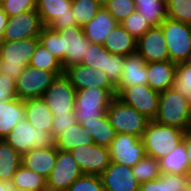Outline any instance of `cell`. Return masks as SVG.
<instances>
[{
	"label": "cell",
	"instance_id": "4fadbf2b",
	"mask_svg": "<svg viewBox=\"0 0 191 191\" xmlns=\"http://www.w3.org/2000/svg\"><path fill=\"white\" fill-rule=\"evenodd\" d=\"M82 175L70 151L57 150L54 168L47 177V190L66 191Z\"/></svg>",
	"mask_w": 191,
	"mask_h": 191
},
{
	"label": "cell",
	"instance_id": "ba28073f",
	"mask_svg": "<svg viewBox=\"0 0 191 191\" xmlns=\"http://www.w3.org/2000/svg\"><path fill=\"white\" fill-rule=\"evenodd\" d=\"M62 74L64 71H45L26 66L15 80L17 97L21 100L42 97L56 77Z\"/></svg>",
	"mask_w": 191,
	"mask_h": 191
},
{
	"label": "cell",
	"instance_id": "5b68a950",
	"mask_svg": "<svg viewBox=\"0 0 191 191\" xmlns=\"http://www.w3.org/2000/svg\"><path fill=\"white\" fill-rule=\"evenodd\" d=\"M115 96L106 88L90 87L76 90L74 116L77 122L103 116Z\"/></svg>",
	"mask_w": 191,
	"mask_h": 191
},
{
	"label": "cell",
	"instance_id": "ab89813d",
	"mask_svg": "<svg viewBox=\"0 0 191 191\" xmlns=\"http://www.w3.org/2000/svg\"><path fill=\"white\" fill-rule=\"evenodd\" d=\"M173 88L188 98L191 93V65L182 62L177 64L174 75Z\"/></svg>",
	"mask_w": 191,
	"mask_h": 191
},
{
	"label": "cell",
	"instance_id": "7bdbcfd3",
	"mask_svg": "<svg viewBox=\"0 0 191 191\" xmlns=\"http://www.w3.org/2000/svg\"><path fill=\"white\" fill-rule=\"evenodd\" d=\"M66 191H104L101 176L83 174Z\"/></svg>",
	"mask_w": 191,
	"mask_h": 191
},
{
	"label": "cell",
	"instance_id": "816d5d0a",
	"mask_svg": "<svg viewBox=\"0 0 191 191\" xmlns=\"http://www.w3.org/2000/svg\"><path fill=\"white\" fill-rule=\"evenodd\" d=\"M97 4H99L101 7H105L108 3V0H94Z\"/></svg>",
	"mask_w": 191,
	"mask_h": 191
},
{
	"label": "cell",
	"instance_id": "bcb514c9",
	"mask_svg": "<svg viewBox=\"0 0 191 191\" xmlns=\"http://www.w3.org/2000/svg\"><path fill=\"white\" fill-rule=\"evenodd\" d=\"M77 123L74 113L54 115L51 133L56 138L61 132Z\"/></svg>",
	"mask_w": 191,
	"mask_h": 191
},
{
	"label": "cell",
	"instance_id": "f907efd6",
	"mask_svg": "<svg viewBox=\"0 0 191 191\" xmlns=\"http://www.w3.org/2000/svg\"><path fill=\"white\" fill-rule=\"evenodd\" d=\"M11 184L9 182L0 181V191H10Z\"/></svg>",
	"mask_w": 191,
	"mask_h": 191
},
{
	"label": "cell",
	"instance_id": "44dd1931",
	"mask_svg": "<svg viewBox=\"0 0 191 191\" xmlns=\"http://www.w3.org/2000/svg\"><path fill=\"white\" fill-rule=\"evenodd\" d=\"M119 23L108 12L105 7H101L95 17L83 26L85 37L90 43L104 44L106 36L118 25Z\"/></svg>",
	"mask_w": 191,
	"mask_h": 191
},
{
	"label": "cell",
	"instance_id": "60d3db41",
	"mask_svg": "<svg viewBox=\"0 0 191 191\" xmlns=\"http://www.w3.org/2000/svg\"><path fill=\"white\" fill-rule=\"evenodd\" d=\"M105 8L119 24L136 10L134 0H108Z\"/></svg>",
	"mask_w": 191,
	"mask_h": 191
},
{
	"label": "cell",
	"instance_id": "603a6c76",
	"mask_svg": "<svg viewBox=\"0 0 191 191\" xmlns=\"http://www.w3.org/2000/svg\"><path fill=\"white\" fill-rule=\"evenodd\" d=\"M120 82L116 87L147 85V66L144 58L138 53L125 56Z\"/></svg>",
	"mask_w": 191,
	"mask_h": 191
},
{
	"label": "cell",
	"instance_id": "d6a6232c",
	"mask_svg": "<svg viewBox=\"0 0 191 191\" xmlns=\"http://www.w3.org/2000/svg\"><path fill=\"white\" fill-rule=\"evenodd\" d=\"M11 186L29 191H46L47 179L21 165L10 182Z\"/></svg>",
	"mask_w": 191,
	"mask_h": 191
},
{
	"label": "cell",
	"instance_id": "ac0fdd59",
	"mask_svg": "<svg viewBox=\"0 0 191 191\" xmlns=\"http://www.w3.org/2000/svg\"><path fill=\"white\" fill-rule=\"evenodd\" d=\"M137 52L146 63L170 60L161 26L151 27L137 40Z\"/></svg>",
	"mask_w": 191,
	"mask_h": 191
},
{
	"label": "cell",
	"instance_id": "f6af8a7d",
	"mask_svg": "<svg viewBox=\"0 0 191 191\" xmlns=\"http://www.w3.org/2000/svg\"><path fill=\"white\" fill-rule=\"evenodd\" d=\"M125 64V56L111 54L107 57L106 70L103 72L107 75L110 82L116 87L121 78V71Z\"/></svg>",
	"mask_w": 191,
	"mask_h": 191
},
{
	"label": "cell",
	"instance_id": "6da1fadb",
	"mask_svg": "<svg viewBox=\"0 0 191 191\" xmlns=\"http://www.w3.org/2000/svg\"><path fill=\"white\" fill-rule=\"evenodd\" d=\"M154 121L186 132L191 130V110L188 98L173 87L160 93L158 112Z\"/></svg>",
	"mask_w": 191,
	"mask_h": 191
},
{
	"label": "cell",
	"instance_id": "d4e9b609",
	"mask_svg": "<svg viewBox=\"0 0 191 191\" xmlns=\"http://www.w3.org/2000/svg\"><path fill=\"white\" fill-rule=\"evenodd\" d=\"M103 47L111 54L126 56L137 52V39L118 24L107 36Z\"/></svg>",
	"mask_w": 191,
	"mask_h": 191
},
{
	"label": "cell",
	"instance_id": "9a60e30c",
	"mask_svg": "<svg viewBox=\"0 0 191 191\" xmlns=\"http://www.w3.org/2000/svg\"><path fill=\"white\" fill-rule=\"evenodd\" d=\"M110 160L129 167L137 164L145 155L141 138L131 134L118 133L109 146Z\"/></svg>",
	"mask_w": 191,
	"mask_h": 191
},
{
	"label": "cell",
	"instance_id": "7a4b0ae2",
	"mask_svg": "<svg viewBox=\"0 0 191 191\" xmlns=\"http://www.w3.org/2000/svg\"><path fill=\"white\" fill-rule=\"evenodd\" d=\"M38 43V37L18 41H0L1 73L16 80L30 64Z\"/></svg>",
	"mask_w": 191,
	"mask_h": 191
},
{
	"label": "cell",
	"instance_id": "3957f363",
	"mask_svg": "<svg viewBox=\"0 0 191 191\" xmlns=\"http://www.w3.org/2000/svg\"><path fill=\"white\" fill-rule=\"evenodd\" d=\"M186 131L150 120L141 141L147 156L160 159L171 153L182 142Z\"/></svg>",
	"mask_w": 191,
	"mask_h": 191
},
{
	"label": "cell",
	"instance_id": "11a10c76",
	"mask_svg": "<svg viewBox=\"0 0 191 191\" xmlns=\"http://www.w3.org/2000/svg\"><path fill=\"white\" fill-rule=\"evenodd\" d=\"M188 100H189V106H190V110H191V93H190V95L188 97Z\"/></svg>",
	"mask_w": 191,
	"mask_h": 191
},
{
	"label": "cell",
	"instance_id": "ffe728a7",
	"mask_svg": "<svg viewBox=\"0 0 191 191\" xmlns=\"http://www.w3.org/2000/svg\"><path fill=\"white\" fill-rule=\"evenodd\" d=\"M57 148H33L22 154L21 165L47 179L54 168Z\"/></svg>",
	"mask_w": 191,
	"mask_h": 191
},
{
	"label": "cell",
	"instance_id": "f5cc1de1",
	"mask_svg": "<svg viewBox=\"0 0 191 191\" xmlns=\"http://www.w3.org/2000/svg\"><path fill=\"white\" fill-rule=\"evenodd\" d=\"M10 191H29V190H25V189L11 186Z\"/></svg>",
	"mask_w": 191,
	"mask_h": 191
},
{
	"label": "cell",
	"instance_id": "d590c367",
	"mask_svg": "<svg viewBox=\"0 0 191 191\" xmlns=\"http://www.w3.org/2000/svg\"><path fill=\"white\" fill-rule=\"evenodd\" d=\"M71 8L77 26L83 27L95 17L101 6L94 0H73Z\"/></svg>",
	"mask_w": 191,
	"mask_h": 191
},
{
	"label": "cell",
	"instance_id": "c3c4849f",
	"mask_svg": "<svg viewBox=\"0 0 191 191\" xmlns=\"http://www.w3.org/2000/svg\"><path fill=\"white\" fill-rule=\"evenodd\" d=\"M185 143V147H186V152L188 153L187 157H188V168H189V175H191V130L187 131L184 134L183 140Z\"/></svg>",
	"mask_w": 191,
	"mask_h": 191
},
{
	"label": "cell",
	"instance_id": "836d02e7",
	"mask_svg": "<svg viewBox=\"0 0 191 191\" xmlns=\"http://www.w3.org/2000/svg\"><path fill=\"white\" fill-rule=\"evenodd\" d=\"M132 172L140 184L158 179L162 174L158 159L147 155L132 166Z\"/></svg>",
	"mask_w": 191,
	"mask_h": 191
},
{
	"label": "cell",
	"instance_id": "4dcf8cb0",
	"mask_svg": "<svg viewBox=\"0 0 191 191\" xmlns=\"http://www.w3.org/2000/svg\"><path fill=\"white\" fill-rule=\"evenodd\" d=\"M22 155L14 150L4 139L0 140V181L11 182L21 166Z\"/></svg>",
	"mask_w": 191,
	"mask_h": 191
},
{
	"label": "cell",
	"instance_id": "b9f144b4",
	"mask_svg": "<svg viewBox=\"0 0 191 191\" xmlns=\"http://www.w3.org/2000/svg\"><path fill=\"white\" fill-rule=\"evenodd\" d=\"M38 39L39 43L61 62L60 34L48 26H44Z\"/></svg>",
	"mask_w": 191,
	"mask_h": 191
},
{
	"label": "cell",
	"instance_id": "52a82bcc",
	"mask_svg": "<svg viewBox=\"0 0 191 191\" xmlns=\"http://www.w3.org/2000/svg\"><path fill=\"white\" fill-rule=\"evenodd\" d=\"M166 40L170 61L185 62L191 53V24L166 18L160 24Z\"/></svg>",
	"mask_w": 191,
	"mask_h": 191
},
{
	"label": "cell",
	"instance_id": "d6986e66",
	"mask_svg": "<svg viewBox=\"0 0 191 191\" xmlns=\"http://www.w3.org/2000/svg\"><path fill=\"white\" fill-rule=\"evenodd\" d=\"M104 191H139L140 183L132 167L111 161L101 175Z\"/></svg>",
	"mask_w": 191,
	"mask_h": 191
},
{
	"label": "cell",
	"instance_id": "681fc988",
	"mask_svg": "<svg viewBox=\"0 0 191 191\" xmlns=\"http://www.w3.org/2000/svg\"><path fill=\"white\" fill-rule=\"evenodd\" d=\"M8 20H9L8 15L0 7V41L4 33V29L7 26Z\"/></svg>",
	"mask_w": 191,
	"mask_h": 191
},
{
	"label": "cell",
	"instance_id": "83f0119b",
	"mask_svg": "<svg viewBox=\"0 0 191 191\" xmlns=\"http://www.w3.org/2000/svg\"><path fill=\"white\" fill-rule=\"evenodd\" d=\"M188 153L186 152L185 143L180 142L176 148L166 156L158 160L162 174L188 175Z\"/></svg>",
	"mask_w": 191,
	"mask_h": 191
},
{
	"label": "cell",
	"instance_id": "9c48e42d",
	"mask_svg": "<svg viewBox=\"0 0 191 191\" xmlns=\"http://www.w3.org/2000/svg\"><path fill=\"white\" fill-rule=\"evenodd\" d=\"M117 98L136 109L148 119L154 120L158 112L160 93L147 85L116 87Z\"/></svg>",
	"mask_w": 191,
	"mask_h": 191
},
{
	"label": "cell",
	"instance_id": "e575fe53",
	"mask_svg": "<svg viewBox=\"0 0 191 191\" xmlns=\"http://www.w3.org/2000/svg\"><path fill=\"white\" fill-rule=\"evenodd\" d=\"M29 65L45 71H64L61 62L40 43H38Z\"/></svg>",
	"mask_w": 191,
	"mask_h": 191
},
{
	"label": "cell",
	"instance_id": "74e56055",
	"mask_svg": "<svg viewBox=\"0 0 191 191\" xmlns=\"http://www.w3.org/2000/svg\"><path fill=\"white\" fill-rule=\"evenodd\" d=\"M167 18L191 24V0H166Z\"/></svg>",
	"mask_w": 191,
	"mask_h": 191
},
{
	"label": "cell",
	"instance_id": "30bf717a",
	"mask_svg": "<svg viewBox=\"0 0 191 191\" xmlns=\"http://www.w3.org/2000/svg\"><path fill=\"white\" fill-rule=\"evenodd\" d=\"M69 0H36L38 12L43 26L58 31L77 25Z\"/></svg>",
	"mask_w": 191,
	"mask_h": 191
},
{
	"label": "cell",
	"instance_id": "f35d334b",
	"mask_svg": "<svg viewBox=\"0 0 191 191\" xmlns=\"http://www.w3.org/2000/svg\"><path fill=\"white\" fill-rule=\"evenodd\" d=\"M125 30L129 32L135 39L142 37L152 26L148 22V19L143 17V14H139L135 10L124 21L120 23Z\"/></svg>",
	"mask_w": 191,
	"mask_h": 191
},
{
	"label": "cell",
	"instance_id": "7402d4cb",
	"mask_svg": "<svg viewBox=\"0 0 191 191\" xmlns=\"http://www.w3.org/2000/svg\"><path fill=\"white\" fill-rule=\"evenodd\" d=\"M147 84L155 91L162 93L173 87L174 75L177 64L167 61L146 63Z\"/></svg>",
	"mask_w": 191,
	"mask_h": 191
},
{
	"label": "cell",
	"instance_id": "8fae6325",
	"mask_svg": "<svg viewBox=\"0 0 191 191\" xmlns=\"http://www.w3.org/2000/svg\"><path fill=\"white\" fill-rule=\"evenodd\" d=\"M57 32L60 34L62 67L81 64L87 48L90 47V42L85 37L83 28L75 25Z\"/></svg>",
	"mask_w": 191,
	"mask_h": 191
},
{
	"label": "cell",
	"instance_id": "277c9868",
	"mask_svg": "<svg viewBox=\"0 0 191 191\" xmlns=\"http://www.w3.org/2000/svg\"><path fill=\"white\" fill-rule=\"evenodd\" d=\"M107 118L116 134L124 133L142 137L150 119L115 97L106 111Z\"/></svg>",
	"mask_w": 191,
	"mask_h": 191
},
{
	"label": "cell",
	"instance_id": "db71d44e",
	"mask_svg": "<svg viewBox=\"0 0 191 191\" xmlns=\"http://www.w3.org/2000/svg\"><path fill=\"white\" fill-rule=\"evenodd\" d=\"M185 62L191 65V53L189 54V56Z\"/></svg>",
	"mask_w": 191,
	"mask_h": 191
},
{
	"label": "cell",
	"instance_id": "7dc6e473",
	"mask_svg": "<svg viewBox=\"0 0 191 191\" xmlns=\"http://www.w3.org/2000/svg\"><path fill=\"white\" fill-rule=\"evenodd\" d=\"M15 83L13 78L0 73V104L18 98Z\"/></svg>",
	"mask_w": 191,
	"mask_h": 191
},
{
	"label": "cell",
	"instance_id": "ee69618b",
	"mask_svg": "<svg viewBox=\"0 0 191 191\" xmlns=\"http://www.w3.org/2000/svg\"><path fill=\"white\" fill-rule=\"evenodd\" d=\"M0 7L8 17H14L23 12L35 10L36 0H3Z\"/></svg>",
	"mask_w": 191,
	"mask_h": 191
},
{
	"label": "cell",
	"instance_id": "7c38bea8",
	"mask_svg": "<svg viewBox=\"0 0 191 191\" xmlns=\"http://www.w3.org/2000/svg\"><path fill=\"white\" fill-rule=\"evenodd\" d=\"M53 115L74 113L76 89L64 75H59L43 94Z\"/></svg>",
	"mask_w": 191,
	"mask_h": 191
},
{
	"label": "cell",
	"instance_id": "5bb4252c",
	"mask_svg": "<svg viewBox=\"0 0 191 191\" xmlns=\"http://www.w3.org/2000/svg\"><path fill=\"white\" fill-rule=\"evenodd\" d=\"M70 153L78 163L79 168L86 175L101 176L109 166V147L88 144L73 148Z\"/></svg>",
	"mask_w": 191,
	"mask_h": 191
},
{
	"label": "cell",
	"instance_id": "8992f818",
	"mask_svg": "<svg viewBox=\"0 0 191 191\" xmlns=\"http://www.w3.org/2000/svg\"><path fill=\"white\" fill-rule=\"evenodd\" d=\"M4 140L21 155L33 148L55 146L51 132L35 129L26 118L17 123Z\"/></svg>",
	"mask_w": 191,
	"mask_h": 191
},
{
	"label": "cell",
	"instance_id": "f546056e",
	"mask_svg": "<svg viewBox=\"0 0 191 191\" xmlns=\"http://www.w3.org/2000/svg\"><path fill=\"white\" fill-rule=\"evenodd\" d=\"M94 144L91 135L77 122L69 129L61 132L55 138V147L58 150L71 151L78 146Z\"/></svg>",
	"mask_w": 191,
	"mask_h": 191
},
{
	"label": "cell",
	"instance_id": "9f6ffc18",
	"mask_svg": "<svg viewBox=\"0 0 191 191\" xmlns=\"http://www.w3.org/2000/svg\"><path fill=\"white\" fill-rule=\"evenodd\" d=\"M185 191H191V182H190V184L188 185V188Z\"/></svg>",
	"mask_w": 191,
	"mask_h": 191
},
{
	"label": "cell",
	"instance_id": "484cf974",
	"mask_svg": "<svg viewBox=\"0 0 191 191\" xmlns=\"http://www.w3.org/2000/svg\"><path fill=\"white\" fill-rule=\"evenodd\" d=\"M25 118L24 100L19 98L0 104V140Z\"/></svg>",
	"mask_w": 191,
	"mask_h": 191
},
{
	"label": "cell",
	"instance_id": "2e32d148",
	"mask_svg": "<svg viewBox=\"0 0 191 191\" xmlns=\"http://www.w3.org/2000/svg\"><path fill=\"white\" fill-rule=\"evenodd\" d=\"M43 23L36 10L26 11L14 17H9L1 41H18L39 37Z\"/></svg>",
	"mask_w": 191,
	"mask_h": 191
},
{
	"label": "cell",
	"instance_id": "cb8c5ba5",
	"mask_svg": "<svg viewBox=\"0 0 191 191\" xmlns=\"http://www.w3.org/2000/svg\"><path fill=\"white\" fill-rule=\"evenodd\" d=\"M25 118L38 130L51 132L53 117L43 97L24 100Z\"/></svg>",
	"mask_w": 191,
	"mask_h": 191
},
{
	"label": "cell",
	"instance_id": "1f68e13d",
	"mask_svg": "<svg viewBox=\"0 0 191 191\" xmlns=\"http://www.w3.org/2000/svg\"><path fill=\"white\" fill-rule=\"evenodd\" d=\"M136 10L148 19L150 25L159 26L167 18L166 0H134Z\"/></svg>",
	"mask_w": 191,
	"mask_h": 191
},
{
	"label": "cell",
	"instance_id": "f1b7e54d",
	"mask_svg": "<svg viewBox=\"0 0 191 191\" xmlns=\"http://www.w3.org/2000/svg\"><path fill=\"white\" fill-rule=\"evenodd\" d=\"M79 123L91 135L97 145L109 147L116 136V132L111 126L106 113L94 120H82Z\"/></svg>",
	"mask_w": 191,
	"mask_h": 191
},
{
	"label": "cell",
	"instance_id": "4316f807",
	"mask_svg": "<svg viewBox=\"0 0 191 191\" xmlns=\"http://www.w3.org/2000/svg\"><path fill=\"white\" fill-rule=\"evenodd\" d=\"M191 175L161 174L158 179L140 184L139 191H185Z\"/></svg>",
	"mask_w": 191,
	"mask_h": 191
},
{
	"label": "cell",
	"instance_id": "8d00e7d4",
	"mask_svg": "<svg viewBox=\"0 0 191 191\" xmlns=\"http://www.w3.org/2000/svg\"><path fill=\"white\" fill-rule=\"evenodd\" d=\"M110 55L111 53L102 44L90 43L81 64L104 71L106 70L107 57Z\"/></svg>",
	"mask_w": 191,
	"mask_h": 191
},
{
	"label": "cell",
	"instance_id": "e0dca14e",
	"mask_svg": "<svg viewBox=\"0 0 191 191\" xmlns=\"http://www.w3.org/2000/svg\"><path fill=\"white\" fill-rule=\"evenodd\" d=\"M64 75L76 90L98 87L108 89L115 97L117 96L116 87L110 82L107 75L102 70L82 64L64 68Z\"/></svg>",
	"mask_w": 191,
	"mask_h": 191
}]
</instances>
